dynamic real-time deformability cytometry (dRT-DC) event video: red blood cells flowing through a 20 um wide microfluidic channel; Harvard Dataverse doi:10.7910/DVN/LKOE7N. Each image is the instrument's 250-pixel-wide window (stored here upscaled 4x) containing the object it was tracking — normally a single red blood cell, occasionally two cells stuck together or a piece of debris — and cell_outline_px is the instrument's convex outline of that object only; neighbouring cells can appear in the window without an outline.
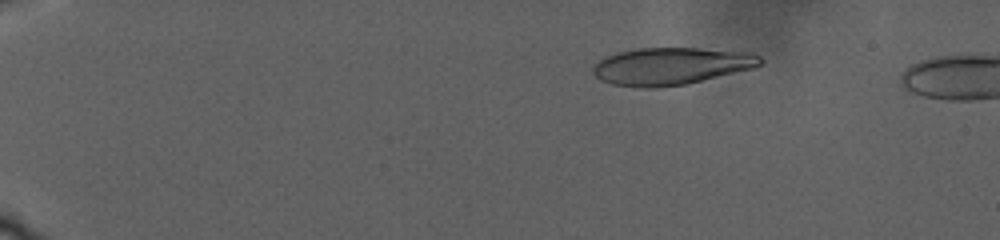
{"species": "human", "species_latin": "Homo sapiens", "temperature_condition": "warm", "stored_images_in_passage": 64, "camera_frame_rate_fps": 3000, "um_per_image_px": 0.085, "donor": {"sex": "male"}, "frame": {"image": 1, "passage_image": 46, "time_ms": 6.0, "image_size_px": [1000, 240], "cell_outline_px": [[764, 60], [760, 64], [752, 68], [684, 84], [656, 88], [640, 88], [612, 84], [600, 80], [592, 72], [592, 64], [604, 56], [616, 52], [636, 48], [696, 48], [752, 52], [760, 56]], "centroid_in_image_um": [56.97, 5.61], "position_along_channel_um": 28.0, "area_um2": 36.47}}